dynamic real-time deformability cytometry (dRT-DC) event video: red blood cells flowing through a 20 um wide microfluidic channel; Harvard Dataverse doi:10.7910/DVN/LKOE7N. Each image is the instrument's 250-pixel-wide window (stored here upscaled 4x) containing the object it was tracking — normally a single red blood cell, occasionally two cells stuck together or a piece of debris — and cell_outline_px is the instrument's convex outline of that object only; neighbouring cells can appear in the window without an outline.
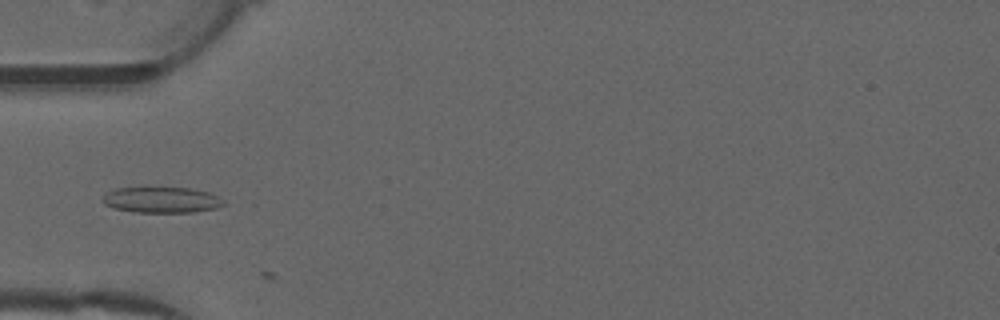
{"species": "common noctule bat (a hibernating species)", "species_latin": "Nyctalus noctula", "temperature_condition": "warm", "stored_images_in_passage": 9, "camera_frame_rate_fps": 3000, "um_per_image_px": 0.085, "animal": {"sex": "male", "forearm_length_mm": 52.5}, "frame": {"image": 1, "passage_image": 8, "time_ms": 2.333, "image_size_px": [1000, 320], "cell_outline_px": [[228, 204], [216, 208], [196, 212], [132, 212], [116, 208], [104, 204], [104, 196], [108, 192], [116, 188], [148, 184], [192, 188], [208, 192], [224, 200]], "centroid_in_image_um": [13.75, 16.93], "position_along_channel_um": 71.2, "area_um2": 19.19}}